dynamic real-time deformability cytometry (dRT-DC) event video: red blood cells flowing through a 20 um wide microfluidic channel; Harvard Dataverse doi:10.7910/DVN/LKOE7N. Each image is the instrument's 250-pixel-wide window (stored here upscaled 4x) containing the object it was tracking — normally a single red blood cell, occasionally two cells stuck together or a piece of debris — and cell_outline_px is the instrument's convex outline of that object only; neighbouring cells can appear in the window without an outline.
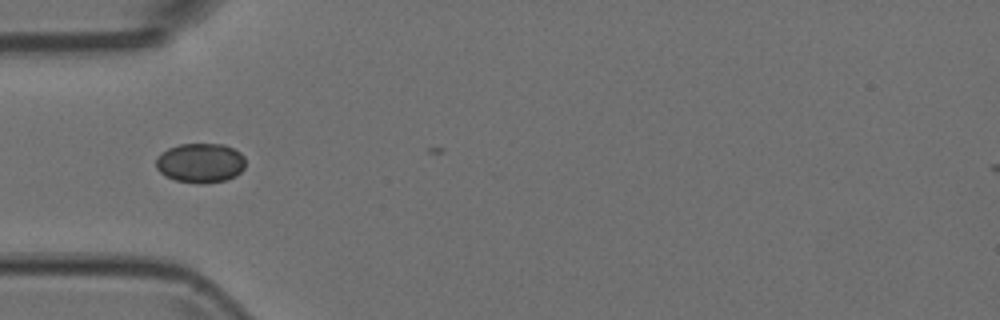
{"species": "Egyptian fruit bat (a non-hibernating species)", "species_latin": "Rousettus aegyptiacus", "temperature_condition": "room temperature", "stored_images_in_passage": 6, "camera_frame_rate_fps": 3000, "um_per_image_px": 0.085, "animal": {"sex": "female"}, "frame": {"image": 1, "passage_image": 4, "time_ms": 1.0, "image_size_px": [1000, 320], "cell_outline_px": [[244, 168], [236, 176], [224, 180], [204, 184], [176, 180], [164, 176], [156, 168], [156, 156], [168, 148], [180, 144], [224, 144], [240, 152], [244, 156]], "centroid_in_image_um": [17.02, 13.84], "position_along_channel_um": 68.0, "area_um2": 20.69}}
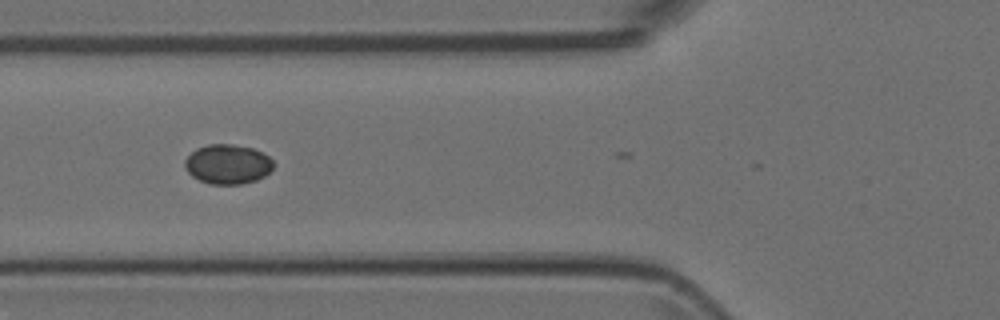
{"frame": {"image": 2, "passage_image": 5, "time_ms": 1.333, "image_size_px": [1000, 320], "cell_outline_px": [[272, 168], [264, 176], [256, 180], [240, 184], [212, 184], [200, 180], [192, 176], [184, 168], [184, 160], [196, 148], [208, 144], [232, 144], [252, 148], [268, 156], [272, 160]], "centroid_in_image_um": [19.32, 13.95], "position_along_channel_um": 106.5, "area_um2": 20.29}}